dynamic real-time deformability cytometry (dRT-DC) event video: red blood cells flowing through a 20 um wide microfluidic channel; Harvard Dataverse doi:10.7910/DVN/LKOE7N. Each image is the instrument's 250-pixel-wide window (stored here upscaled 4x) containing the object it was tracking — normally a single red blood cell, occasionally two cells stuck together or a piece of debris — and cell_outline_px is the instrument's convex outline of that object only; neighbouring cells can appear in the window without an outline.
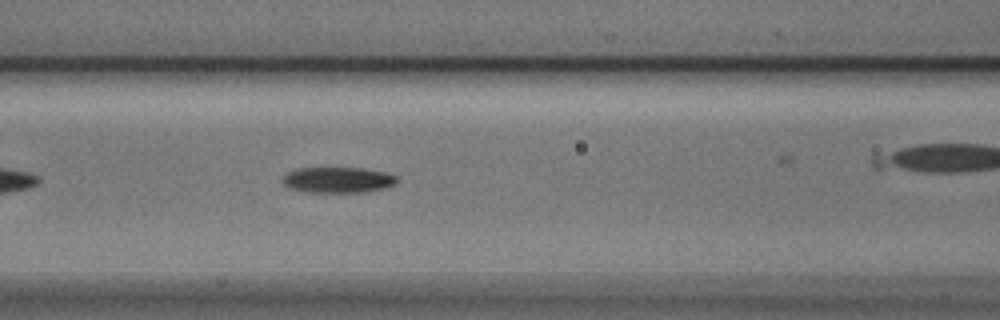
{"species": "Egyptian fruit bat (a non-hibernating species)", "species_latin": "Rousettus aegyptiacus", "temperature_condition": "cold", "stored_images_in_passage": 32, "camera_frame_rate_fps": 3000, "um_per_image_px": 0.085, "animal": {"sex": "male"}, "frame": {"image": 1, "passage_image": 10, "time_ms": 3.0, "image_size_px": [1000, 320], "cell_outline_px": [[396, 180], [392, 184], [380, 188], [364, 192], [304, 192], [288, 188], [280, 180], [288, 172], [296, 168], [360, 168], [384, 172], [396, 176]], "centroid_in_image_um": [28.61, 15.29], "position_along_channel_um": 138.0, "area_um2": 16.94}, "authors_computed_cell_mechanics": {"area_um2": 17.5134, "velocity_mm_per_s": 3.7355, "shape_relaxation_time_tau1_ms": 4.6547, "shape_relaxation_time_tau2_ms": 3.5146, "deformation_change_tau1": 0.1673, "deformation_change_tau2": 0.0919}}